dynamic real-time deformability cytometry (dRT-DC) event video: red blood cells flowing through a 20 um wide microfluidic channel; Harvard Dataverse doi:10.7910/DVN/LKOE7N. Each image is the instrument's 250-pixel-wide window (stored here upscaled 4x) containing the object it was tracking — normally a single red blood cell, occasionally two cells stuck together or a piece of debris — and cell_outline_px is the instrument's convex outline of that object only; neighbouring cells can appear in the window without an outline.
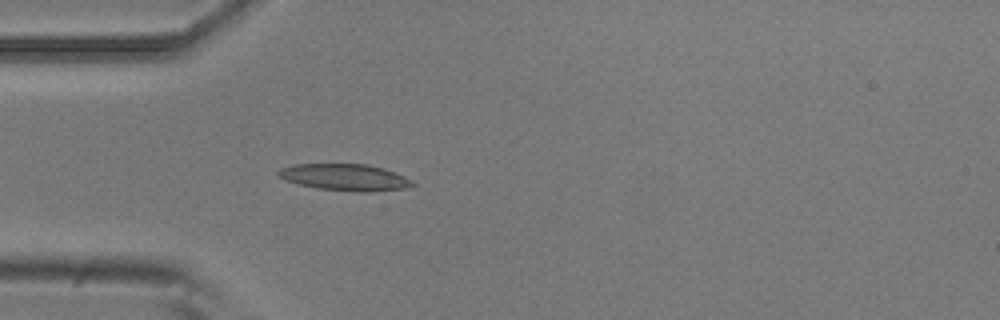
{"species": "common noctule bat (a hibernating species)", "species_latin": "Nyctalus noctula", "temperature_condition": "room temperature", "stored_images_in_passage": 5, "camera_frame_rate_fps": 3000, "um_per_image_px": 0.085, "animal": {"sex": "male", "body_mass_g": 20.5, "forearm_length_mm": 52.5}, "frame": {"image": 1, "passage_image": 5, "time_ms": 1.333, "image_size_px": [1000, 320], "cell_outline_px": [[416, 184], [404, 188], [368, 192], [360, 192], [316, 188], [296, 184], [284, 180], [276, 172], [280, 168], [292, 164], [368, 164], [384, 168], [396, 172], [412, 180]], "centroid_in_image_um": [29.3, 15.06], "position_along_channel_um": 55.7, "area_um2": 20.98}}